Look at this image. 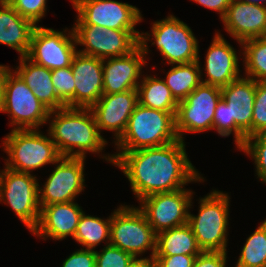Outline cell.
<instances>
[{
  "label": "cell",
  "instance_id": "cb8c5ba5",
  "mask_svg": "<svg viewBox=\"0 0 266 267\" xmlns=\"http://www.w3.org/2000/svg\"><path fill=\"white\" fill-rule=\"evenodd\" d=\"M36 25L20 16L8 2H0V44L27 56Z\"/></svg>",
  "mask_w": 266,
  "mask_h": 267
},
{
  "label": "cell",
  "instance_id": "e575fe53",
  "mask_svg": "<svg viewBox=\"0 0 266 267\" xmlns=\"http://www.w3.org/2000/svg\"><path fill=\"white\" fill-rule=\"evenodd\" d=\"M266 128V82H256L252 116V136Z\"/></svg>",
  "mask_w": 266,
  "mask_h": 267
},
{
  "label": "cell",
  "instance_id": "ee69618b",
  "mask_svg": "<svg viewBox=\"0 0 266 267\" xmlns=\"http://www.w3.org/2000/svg\"><path fill=\"white\" fill-rule=\"evenodd\" d=\"M250 4L262 5L266 7V0H240Z\"/></svg>",
  "mask_w": 266,
  "mask_h": 267
},
{
  "label": "cell",
  "instance_id": "1f68e13d",
  "mask_svg": "<svg viewBox=\"0 0 266 267\" xmlns=\"http://www.w3.org/2000/svg\"><path fill=\"white\" fill-rule=\"evenodd\" d=\"M95 250L96 267H128L134 257L111 244Z\"/></svg>",
  "mask_w": 266,
  "mask_h": 267
},
{
  "label": "cell",
  "instance_id": "603a6c76",
  "mask_svg": "<svg viewBox=\"0 0 266 267\" xmlns=\"http://www.w3.org/2000/svg\"><path fill=\"white\" fill-rule=\"evenodd\" d=\"M18 61V65L11 66V69L26 83L40 102L50 111L66 107L57 96L51 81L50 69L31 61L27 56L18 57Z\"/></svg>",
  "mask_w": 266,
  "mask_h": 267
},
{
  "label": "cell",
  "instance_id": "30bf717a",
  "mask_svg": "<svg viewBox=\"0 0 266 267\" xmlns=\"http://www.w3.org/2000/svg\"><path fill=\"white\" fill-rule=\"evenodd\" d=\"M72 29L77 52L102 60L132 52L139 46L141 34L140 30L107 29L92 24H73Z\"/></svg>",
  "mask_w": 266,
  "mask_h": 267
},
{
  "label": "cell",
  "instance_id": "7c38bea8",
  "mask_svg": "<svg viewBox=\"0 0 266 267\" xmlns=\"http://www.w3.org/2000/svg\"><path fill=\"white\" fill-rule=\"evenodd\" d=\"M222 98L221 88L201 83L184 100L179 101L175 115V130L178 138L185 141V135L212 131L214 114Z\"/></svg>",
  "mask_w": 266,
  "mask_h": 267
},
{
  "label": "cell",
  "instance_id": "8992f818",
  "mask_svg": "<svg viewBox=\"0 0 266 267\" xmlns=\"http://www.w3.org/2000/svg\"><path fill=\"white\" fill-rule=\"evenodd\" d=\"M176 113L147 108L139 103L129 117L127 128L114 144L116 152L167 145L179 140L175 130Z\"/></svg>",
  "mask_w": 266,
  "mask_h": 267
},
{
  "label": "cell",
  "instance_id": "ba28073f",
  "mask_svg": "<svg viewBox=\"0 0 266 267\" xmlns=\"http://www.w3.org/2000/svg\"><path fill=\"white\" fill-rule=\"evenodd\" d=\"M0 113L7 114L11 130H29L46 126L50 110L11 69L5 78Z\"/></svg>",
  "mask_w": 266,
  "mask_h": 267
},
{
  "label": "cell",
  "instance_id": "f1b7e54d",
  "mask_svg": "<svg viewBox=\"0 0 266 267\" xmlns=\"http://www.w3.org/2000/svg\"><path fill=\"white\" fill-rule=\"evenodd\" d=\"M243 76L256 82H266V37L242 42Z\"/></svg>",
  "mask_w": 266,
  "mask_h": 267
},
{
  "label": "cell",
  "instance_id": "484cf974",
  "mask_svg": "<svg viewBox=\"0 0 266 267\" xmlns=\"http://www.w3.org/2000/svg\"><path fill=\"white\" fill-rule=\"evenodd\" d=\"M201 252L196 237L188 224L163 230L156 234L154 256L198 255Z\"/></svg>",
  "mask_w": 266,
  "mask_h": 267
},
{
  "label": "cell",
  "instance_id": "9c48e42d",
  "mask_svg": "<svg viewBox=\"0 0 266 267\" xmlns=\"http://www.w3.org/2000/svg\"><path fill=\"white\" fill-rule=\"evenodd\" d=\"M39 179L36 174L13 171L5 166L0 169V204L9 206L29 233L40 217Z\"/></svg>",
  "mask_w": 266,
  "mask_h": 267
},
{
  "label": "cell",
  "instance_id": "836d02e7",
  "mask_svg": "<svg viewBox=\"0 0 266 267\" xmlns=\"http://www.w3.org/2000/svg\"><path fill=\"white\" fill-rule=\"evenodd\" d=\"M238 151L252 160L255 178L261 184H266V143H244Z\"/></svg>",
  "mask_w": 266,
  "mask_h": 267
},
{
  "label": "cell",
  "instance_id": "8fae6325",
  "mask_svg": "<svg viewBox=\"0 0 266 267\" xmlns=\"http://www.w3.org/2000/svg\"><path fill=\"white\" fill-rule=\"evenodd\" d=\"M86 158L62 156L52 166L45 182L38 180L39 206L77 201L86 184ZM40 182V183H39Z\"/></svg>",
  "mask_w": 266,
  "mask_h": 267
},
{
  "label": "cell",
  "instance_id": "4fadbf2b",
  "mask_svg": "<svg viewBox=\"0 0 266 267\" xmlns=\"http://www.w3.org/2000/svg\"><path fill=\"white\" fill-rule=\"evenodd\" d=\"M76 11L74 24H92L107 29L138 30L144 21L142 11L117 0H70Z\"/></svg>",
  "mask_w": 266,
  "mask_h": 267
},
{
  "label": "cell",
  "instance_id": "d590c367",
  "mask_svg": "<svg viewBox=\"0 0 266 267\" xmlns=\"http://www.w3.org/2000/svg\"><path fill=\"white\" fill-rule=\"evenodd\" d=\"M62 262L60 267H96L95 250L76 249Z\"/></svg>",
  "mask_w": 266,
  "mask_h": 267
},
{
  "label": "cell",
  "instance_id": "4316f807",
  "mask_svg": "<svg viewBox=\"0 0 266 267\" xmlns=\"http://www.w3.org/2000/svg\"><path fill=\"white\" fill-rule=\"evenodd\" d=\"M111 213L106 218L89 215L85 211L80 216L73 240L82 249L97 250L101 244H110Z\"/></svg>",
  "mask_w": 266,
  "mask_h": 267
},
{
  "label": "cell",
  "instance_id": "6da1fadb",
  "mask_svg": "<svg viewBox=\"0 0 266 267\" xmlns=\"http://www.w3.org/2000/svg\"><path fill=\"white\" fill-rule=\"evenodd\" d=\"M186 144L179 139L159 147L113 152V166L128 180L137 201L151 194L183 189L188 184H202L207 179L192 164Z\"/></svg>",
  "mask_w": 266,
  "mask_h": 267
},
{
  "label": "cell",
  "instance_id": "44dd1931",
  "mask_svg": "<svg viewBox=\"0 0 266 267\" xmlns=\"http://www.w3.org/2000/svg\"><path fill=\"white\" fill-rule=\"evenodd\" d=\"M227 35L239 47L245 40L266 37V7L240 0H231L225 16L220 20Z\"/></svg>",
  "mask_w": 266,
  "mask_h": 267
},
{
  "label": "cell",
  "instance_id": "b9f144b4",
  "mask_svg": "<svg viewBox=\"0 0 266 267\" xmlns=\"http://www.w3.org/2000/svg\"><path fill=\"white\" fill-rule=\"evenodd\" d=\"M128 267H156L154 258H134Z\"/></svg>",
  "mask_w": 266,
  "mask_h": 267
},
{
  "label": "cell",
  "instance_id": "5bb4252c",
  "mask_svg": "<svg viewBox=\"0 0 266 267\" xmlns=\"http://www.w3.org/2000/svg\"><path fill=\"white\" fill-rule=\"evenodd\" d=\"M216 30L208 49L205 51L206 54L204 53V65L200 61L202 59L200 50H198V63L201 83L222 88L243 76L241 69L243 61L240 60L242 59V46L237 50L227 41L221 30Z\"/></svg>",
  "mask_w": 266,
  "mask_h": 267
},
{
  "label": "cell",
  "instance_id": "52a82bcc",
  "mask_svg": "<svg viewBox=\"0 0 266 267\" xmlns=\"http://www.w3.org/2000/svg\"><path fill=\"white\" fill-rule=\"evenodd\" d=\"M126 204H118L111 212L110 244L134 258H154L156 233L136 205Z\"/></svg>",
  "mask_w": 266,
  "mask_h": 267
},
{
  "label": "cell",
  "instance_id": "2e32d148",
  "mask_svg": "<svg viewBox=\"0 0 266 267\" xmlns=\"http://www.w3.org/2000/svg\"><path fill=\"white\" fill-rule=\"evenodd\" d=\"M195 191L189 188L155 193L138 201L137 207L157 234L188 224L189 206Z\"/></svg>",
  "mask_w": 266,
  "mask_h": 267
},
{
  "label": "cell",
  "instance_id": "f546056e",
  "mask_svg": "<svg viewBox=\"0 0 266 267\" xmlns=\"http://www.w3.org/2000/svg\"><path fill=\"white\" fill-rule=\"evenodd\" d=\"M240 249L236 263L230 267H266V226L262 221Z\"/></svg>",
  "mask_w": 266,
  "mask_h": 267
},
{
  "label": "cell",
  "instance_id": "d6a6232c",
  "mask_svg": "<svg viewBox=\"0 0 266 267\" xmlns=\"http://www.w3.org/2000/svg\"><path fill=\"white\" fill-rule=\"evenodd\" d=\"M8 3L16 12L25 19L30 20L36 26L46 17L49 12L48 0H9Z\"/></svg>",
  "mask_w": 266,
  "mask_h": 267
},
{
  "label": "cell",
  "instance_id": "60d3db41",
  "mask_svg": "<svg viewBox=\"0 0 266 267\" xmlns=\"http://www.w3.org/2000/svg\"><path fill=\"white\" fill-rule=\"evenodd\" d=\"M10 70L11 65L0 64V110L3 105L5 78Z\"/></svg>",
  "mask_w": 266,
  "mask_h": 267
},
{
  "label": "cell",
  "instance_id": "83f0119b",
  "mask_svg": "<svg viewBox=\"0 0 266 267\" xmlns=\"http://www.w3.org/2000/svg\"><path fill=\"white\" fill-rule=\"evenodd\" d=\"M169 66L170 69L167 72L164 68L160 69L165 74L162 79L171 90L174 98L179 102L201 84L200 65L197 60L191 63Z\"/></svg>",
  "mask_w": 266,
  "mask_h": 267
},
{
  "label": "cell",
  "instance_id": "7402d4cb",
  "mask_svg": "<svg viewBox=\"0 0 266 267\" xmlns=\"http://www.w3.org/2000/svg\"><path fill=\"white\" fill-rule=\"evenodd\" d=\"M71 69L75 80V108H91L103 93V60L77 52Z\"/></svg>",
  "mask_w": 266,
  "mask_h": 267
},
{
  "label": "cell",
  "instance_id": "4dcf8cb0",
  "mask_svg": "<svg viewBox=\"0 0 266 267\" xmlns=\"http://www.w3.org/2000/svg\"><path fill=\"white\" fill-rule=\"evenodd\" d=\"M51 81L57 96L66 104V107L75 108V80L71 66L51 70Z\"/></svg>",
  "mask_w": 266,
  "mask_h": 267
},
{
  "label": "cell",
  "instance_id": "8d00e7d4",
  "mask_svg": "<svg viewBox=\"0 0 266 267\" xmlns=\"http://www.w3.org/2000/svg\"><path fill=\"white\" fill-rule=\"evenodd\" d=\"M213 130L218 136L230 137V113L229 106L221 98L217 104L214 114Z\"/></svg>",
  "mask_w": 266,
  "mask_h": 267
},
{
  "label": "cell",
  "instance_id": "7bdbcfd3",
  "mask_svg": "<svg viewBox=\"0 0 266 267\" xmlns=\"http://www.w3.org/2000/svg\"><path fill=\"white\" fill-rule=\"evenodd\" d=\"M245 143H266V128L257 135L246 138Z\"/></svg>",
  "mask_w": 266,
  "mask_h": 267
},
{
  "label": "cell",
  "instance_id": "277c9868",
  "mask_svg": "<svg viewBox=\"0 0 266 267\" xmlns=\"http://www.w3.org/2000/svg\"><path fill=\"white\" fill-rule=\"evenodd\" d=\"M150 25V30L141 31L139 37V46L147 62L152 58L148 57L152 54L150 45L156 47L164 65L186 64L198 60L199 40L186 22L173 13H168L165 18L155 20Z\"/></svg>",
  "mask_w": 266,
  "mask_h": 267
},
{
  "label": "cell",
  "instance_id": "74e56055",
  "mask_svg": "<svg viewBox=\"0 0 266 267\" xmlns=\"http://www.w3.org/2000/svg\"><path fill=\"white\" fill-rule=\"evenodd\" d=\"M228 252L202 251L194 260L192 267H228Z\"/></svg>",
  "mask_w": 266,
  "mask_h": 267
},
{
  "label": "cell",
  "instance_id": "e0dca14e",
  "mask_svg": "<svg viewBox=\"0 0 266 267\" xmlns=\"http://www.w3.org/2000/svg\"><path fill=\"white\" fill-rule=\"evenodd\" d=\"M255 93L256 81L245 76L221 88L222 99L229 106L230 136H233L235 150L252 136Z\"/></svg>",
  "mask_w": 266,
  "mask_h": 267
},
{
  "label": "cell",
  "instance_id": "f6af8a7d",
  "mask_svg": "<svg viewBox=\"0 0 266 267\" xmlns=\"http://www.w3.org/2000/svg\"><path fill=\"white\" fill-rule=\"evenodd\" d=\"M265 217H266V216H265ZM262 222H263V223L265 224V226H266V218H264Z\"/></svg>",
  "mask_w": 266,
  "mask_h": 267
},
{
  "label": "cell",
  "instance_id": "f35d334b",
  "mask_svg": "<svg viewBox=\"0 0 266 267\" xmlns=\"http://www.w3.org/2000/svg\"><path fill=\"white\" fill-rule=\"evenodd\" d=\"M197 255L154 256L156 267H192Z\"/></svg>",
  "mask_w": 266,
  "mask_h": 267
},
{
  "label": "cell",
  "instance_id": "ac0fdd59",
  "mask_svg": "<svg viewBox=\"0 0 266 267\" xmlns=\"http://www.w3.org/2000/svg\"><path fill=\"white\" fill-rule=\"evenodd\" d=\"M138 104L137 90H129L122 93L103 94L100 99L90 108L98 126L99 132L112 133L113 146L124 134L129 117Z\"/></svg>",
  "mask_w": 266,
  "mask_h": 267
},
{
  "label": "cell",
  "instance_id": "ab89813d",
  "mask_svg": "<svg viewBox=\"0 0 266 267\" xmlns=\"http://www.w3.org/2000/svg\"><path fill=\"white\" fill-rule=\"evenodd\" d=\"M194 3L204 7L205 9H209L211 11H215V13L219 14V19L221 20L230 5L231 0H190Z\"/></svg>",
  "mask_w": 266,
  "mask_h": 267
},
{
  "label": "cell",
  "instance_id": "5b68a950",
  "mask_svg": "<svg viewBox=\"0 0 266 267\" xmlns=\"http://www.w3.org/2000/svg\"><path fill=\"white\" fill-rule=\"evenodd\" d=\"M4 166L10 170L32 173L52 167L62 156L59 154L50 134L41 129L11 130L0 143Z\"/></svg>",
  "mask_w": 266,
  "mask_h": 267
},
{
  "label": "cell",
  "instance_id": "bcb514c9",
  "mask_svg": "<svg viewBox=\"0 0 266 267\" xmlns=\"http://www.w3.org/2000/svg\"><path fill=\"white\" fill-rule=\"evenodd\" d=\"M9 0H0V2H8Z\"/></svg>",
  "mask_w": 266,
  "mask_h": 267
},
{
  "label": "cell",
  "instance_id": "7a4b0ae2",
  "mask_svg": "<svg viewBox=\"0 0 266 267\" xmlns=\"http://www.w3.org/2000/svg\"><path fill=\"white\" fill-rule=\"evenodd\" d=\"M46 126L61 156L87 158V154H94L109 165H114L113 154L105 152L109 140L99 132L90 108L64 107L52 110Z\"/></svg>",
  "mask_w": 266,
  "mask_h": 267
},
{
  "label": "cell",
  "instance_id": "d6986e66",
  "mask_svg": "<svg viewBox=\"0 0 266 267\" xmlns=\"http://www.w3.org/2000/svg\"><path fill=\"white\" fill-rule=\"evenodd\" d=\"M147 63L140 46L125 56L104 59L103 93L137 90Z\"/></svg>",
  "mask_w": 266,
  "mask_h": 267
},
{
  "label": "cell",
  "instance_id": "ffe728a7",
  "mask_svg": "<svg viewBox=\"0 0 266 267\" xmlns=\"http://www.w3.org/2000/svg\"><path fill=\"white\" fill-rule=\"evenodd\" d=\"M83 209L76 201L42 206L39 222L31 235L44 242L49 239L63 241L68 237L73 240Z\"/></svg>",
  "mask_w": 266,
  "mask_h": 267
},
{
  "label": "cell",
  "instance_id": "3957f363",
  "mask_svg": "<svg viewBox=\"0 0 266 267\" xmlns=\"http://www.w3.org/2000/svg\"><path fill=\"white\" fill-rule=\"evenodd\" d=\"M230 197L229 192L212 188L209 193L196 199L199 204L198 213L194 214L191 213L195 204V194L193 195L189 206L188 225L202 251L229 252L230 207L232 206Z\"/></svg>",
  "mask_w": 266,
  "mask_h": 267
},
{
  "label": "cell",
  "instance_id": "d4e9b609",
  "mask_svg": "<svg viewBox=\"0 0 266 267\" xmlns=\"http://www.w3.org/2000/svg\"><path fill=\"white\" fill-rule=\"evenodd\" d=\"M152 68L153 75L150 69L147 73L144 72L137 87L138 103L147 108L176 113L179 102L174 98L161 75L154 72L157 66L154 65Z\"/></svg>",
  "mask_w": 266,
  "mask_h": 267
},
{
  "label": "cell",
  "instance_id": "9a60e30c",
  "mask_svg": "<svg viewBox=\"0 0 266 267\" xmlns=\"http://www.w3.org/2000/svg\"><path fill=\"white\" fill-rule=\"evenodd\" d=\"M62 29L36 26L27 57L50 70L71 66L77 53L76 39L72 27Z\"/></svg>",
  "mask_w": 266,
  "mask_h": 267
}]
</instances>
